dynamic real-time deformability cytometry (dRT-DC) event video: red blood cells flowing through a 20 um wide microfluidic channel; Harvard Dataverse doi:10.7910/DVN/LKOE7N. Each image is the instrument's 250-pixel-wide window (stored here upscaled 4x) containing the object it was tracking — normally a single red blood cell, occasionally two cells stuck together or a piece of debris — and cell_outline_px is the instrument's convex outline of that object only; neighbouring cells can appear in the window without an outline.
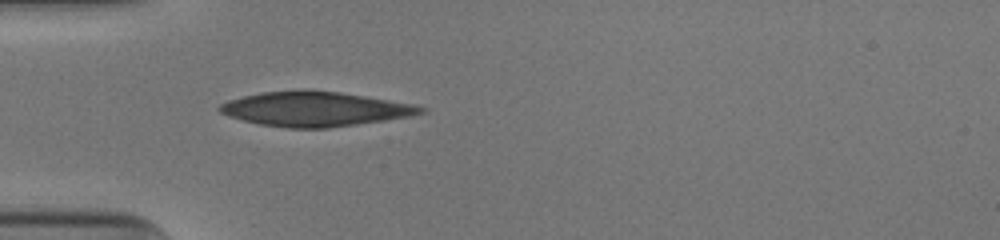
{"species": "human", "species_latin": "Homo sapiens", "temperature_condition": "cold", "stored_images_in_passage": 34, "camera_frame_rate_fps": 3000, "um_per_image_px": 0.085, "donor": {"sex": "male"}, "frame": {"image": 1, "passage_image": 1, "time_ms": 0.0, "image_size_px": [1000, 240], "cell_outline_px": [[428, 112], [412, 116], [328, 128], [288, 128], [260, 124], [228, 116], [220, 112], [216, 108], [220, 104], [228, 100], [244, 96], [264, 92], [340, 92], [416, 104], [428, 108]], "centroid_in_image_um": [26.84, 9.29], "position_along_channel_um": 58.2, "area_um2": 39.82}}
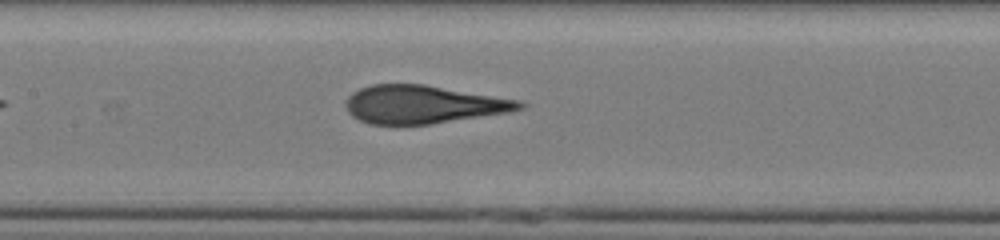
{"frame": {"image": 2, "passage_image": 10, "time_ms": 3.0, "image_size_px": [1000, 240], "cell_outline_px": [[528, 104], [524, 108], [508, 112], [428, 124], [368, 124], [352, 116], [348, 112], [344, 104], [348, 96], [352, 92], [360, 88], [372, 84], [424, 84], [520, 100]], "centroid_in_image_um": [35.95, 8.87], "position_along_channel_um": 171.5, "area_um2": 38.49}}
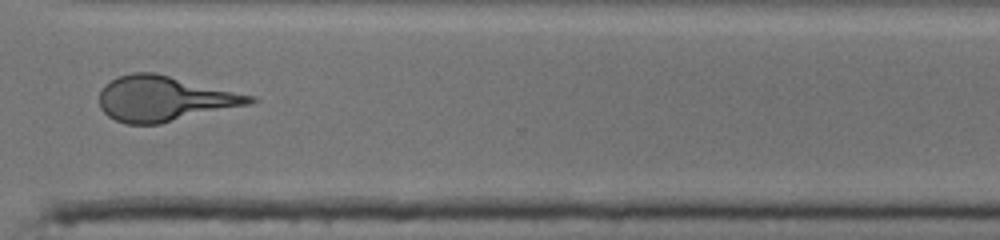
{"frame": {"image": 3, "passage_image": 24, "time_ms": 7.667, "image_size_px": [1000, 240], "cell_outline_px": [[256, 100], [252, 104], [160, 124], [124, 124], [108, 116], [100, 108], [100, 92], [104, 84], [116, 76], [132, 72], [156, 72], [256, 96]], "centroid_in_image_um": [13.97, 8.38], "position_along_channel_um": 356.6, "area_um2": 40.11}, "authors_computed_cell_mechanics": {"area_um2": 39.6219, "velocity_mm_per_s": 3.9657, "shape_relaxation_time_tau1_ms": 5.3331, "shape_relaxation_time_tau2_ms": 1.2132, "deformation_change_tau1": 0.2085, "deformation_change_tau2": 0.0748}}